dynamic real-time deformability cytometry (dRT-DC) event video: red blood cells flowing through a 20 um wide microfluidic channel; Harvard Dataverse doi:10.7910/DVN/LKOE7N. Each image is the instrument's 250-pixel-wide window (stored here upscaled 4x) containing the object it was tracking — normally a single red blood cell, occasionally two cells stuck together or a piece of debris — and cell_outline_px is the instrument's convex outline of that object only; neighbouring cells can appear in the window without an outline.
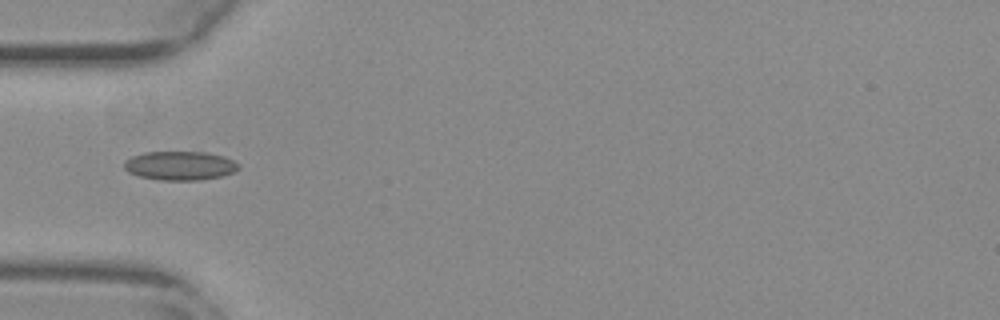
{"species": "common noctule bat (a hibernating species)", "species_latin": "Nyctalus noctula", "temperature_condition": "warm", "stored_images_in_passage": 37, "camera_frame_rate_fps": 3000, "um_per_image_px": 0.085, "animal": {"sex": "female", "body_mass_g": 29.2, "forearm_length_mm": 56.3}, "frame": {"image": 1, "passage_image": 1, "time_ms": 0.0, "image_size_px": [1000, 320], "cell_outline_px": [[240, 168], [224, 176], [200, 180], [160, 180], [140, 176], [128, 172], [124, 168], [124, 160], [132, 156], [144, 152], [204, 152], [224, 156], [240, 164]], "centroid_in_image_um": [15.3, 14.08], "position_along_channel_um": 69.7, "area_um2": 19.36}}
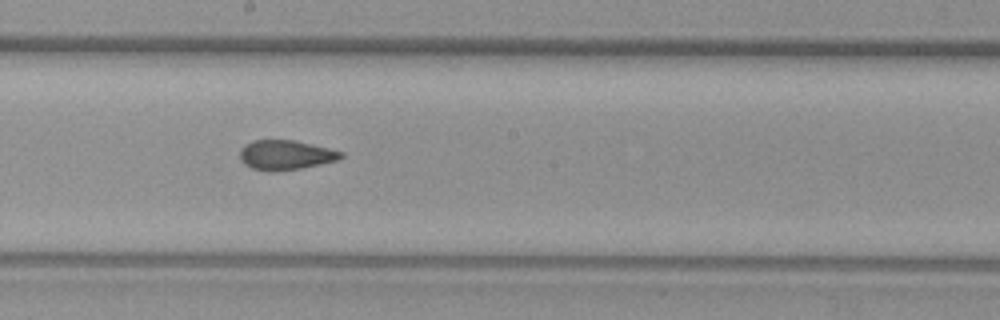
{"frame": {"image": 2, "passage_image": 13, "time_ms": 4.0, "image_size_px": [1000, 320], "cell_outline_px": [[344, 156], [336, 160], [320, 164], [300, 168], [276, 172], [272, 172], [252, 168], [244, 164], [240, 160], [240, 148], [244, 144], [252, 140], [296, 140], [344, 152]], "centroid_in_image_um": [24.24, 13.17], "position_along_channel_um": 224.0, "area_um2": 17.57}}
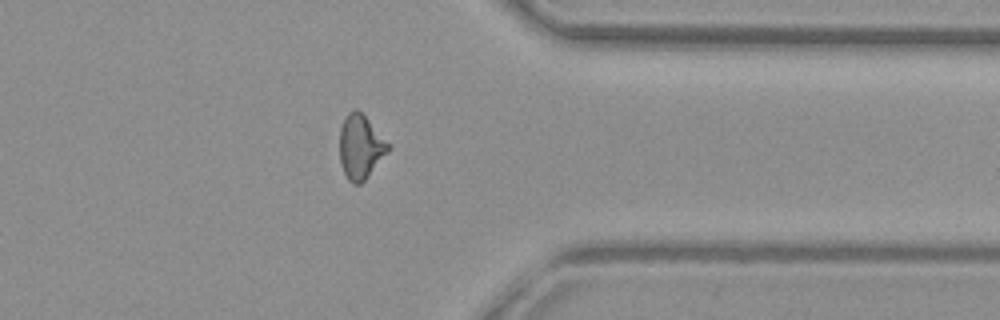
{"frame": {"image": 3, "passage_image": 26, "time_ms": 8.333, "image_size_px": [1000, 320], "cell_outline_px": [[388, 152], [368, 176], [360, 184], [352, 184], [348, 180], [340, 164], [340, 128], [348, 112], [356, 108], [368, 120], [388, 144]], "centroid_in_image_um": [30.61, 12.51], "position_along_channel_um": 380.8, "area_um2": 17.69}, "authors_computed_cell_mechanics": {"area_um2": 17.7446, "velocity_mm_per_s": 3.8424, "shape_relaxation_time_tau1_ms": null, "shape_relaxation_time_tau2_ms": 1.9697, "deformation_change_tau1": null, "deformation_change_tau2": 0.0648}}